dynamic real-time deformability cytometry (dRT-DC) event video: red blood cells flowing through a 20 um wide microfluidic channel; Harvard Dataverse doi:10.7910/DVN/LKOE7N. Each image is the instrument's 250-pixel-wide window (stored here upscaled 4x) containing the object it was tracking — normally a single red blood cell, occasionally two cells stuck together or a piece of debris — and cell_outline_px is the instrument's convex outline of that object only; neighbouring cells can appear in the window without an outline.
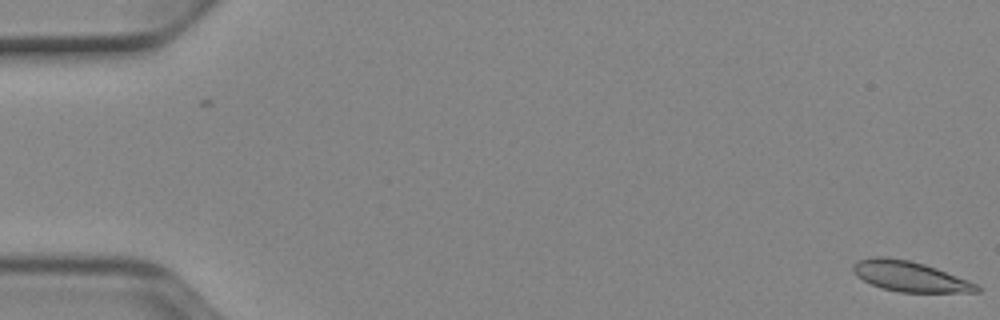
{"species": "Egyptian fruit bat (a non-hibernating species)", "species_latin": "Rousettus aegyptiacus", "temperature_condition": "cold", "stored_images_in_passage": 52, "camera_frame_rate_fps": 3000, "um_per_image_px": 0.085, "animal": {"sex": "female"}, "frame": {"image": 1, "passage_image": 1, "time_ms": 0.0, "image_size_px": [1000, 320], "cell_outline_px": [[984, 288], [980, 292], [900, 292], [880, 288], [856, 276], [852, 272], [852, 264], [856, 260], [872, 256], [884, 256], [908, 260], [924, 264], [936, 268], [980, 284]], "centroid_in_image_um": [77.35, 23.49], "position_along_channel_um": 7.7, "area_um2": 22.2}}
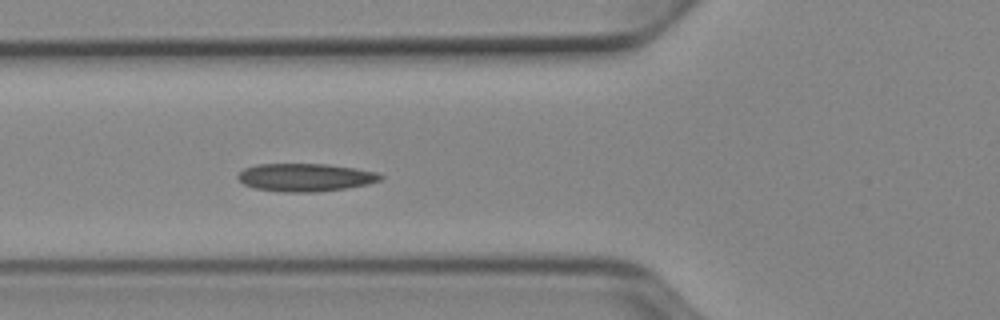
{"frame": {"image": 2, "passage_image": 20, "time_ms": 6.333, "image_size_px": [1000, 320], "cell_outline_px": [[384, 176], [380, 180], [368, 184], [348, 188], [316, 192], [280, 192], [256, 188], [244, 184], [236, 176], [244, 168], [256, 164], [328, 164], [356, 168], [376, 172]], "centroid_in_image_um": [25.97, 15.08], "position_along_channel_um": 99.8, "area_um2": 23.29}}
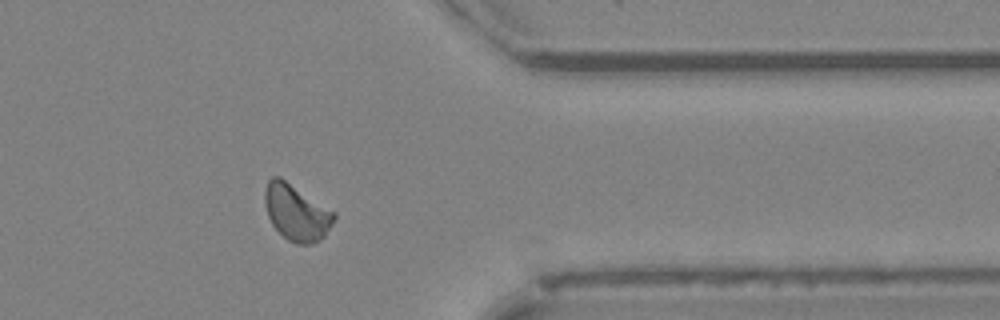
{"frame": {"image": 3, "passage_image": 43, "time_ms": 14.0, "image_size_px": [1000, 320], "cell_outline_px": [[336, 216], [332, 224], [324, 236], [320, 240], [312, 244], [296, 244], [288, 240], [272, 224], [268, 216], [264, 204], [264, 192], [268, 180], [272, 176], [280, 176], [336, 212]], "centroid_in_image_um": [25.2, 18.04], "position_along_channel_um": 386.2, "area_um2": 22.77}, "authors_computed_cell_mechanics": {"area_um2": 22.1085, "velocity_mm_per_s": 3.9029, "shape_relaxation_time_tau1_ms": 8.209, "shape_relaxation_time_tau2_ms": null, "deformation_change_tau1": 0.1295, "deformation_change_tau2": null}}